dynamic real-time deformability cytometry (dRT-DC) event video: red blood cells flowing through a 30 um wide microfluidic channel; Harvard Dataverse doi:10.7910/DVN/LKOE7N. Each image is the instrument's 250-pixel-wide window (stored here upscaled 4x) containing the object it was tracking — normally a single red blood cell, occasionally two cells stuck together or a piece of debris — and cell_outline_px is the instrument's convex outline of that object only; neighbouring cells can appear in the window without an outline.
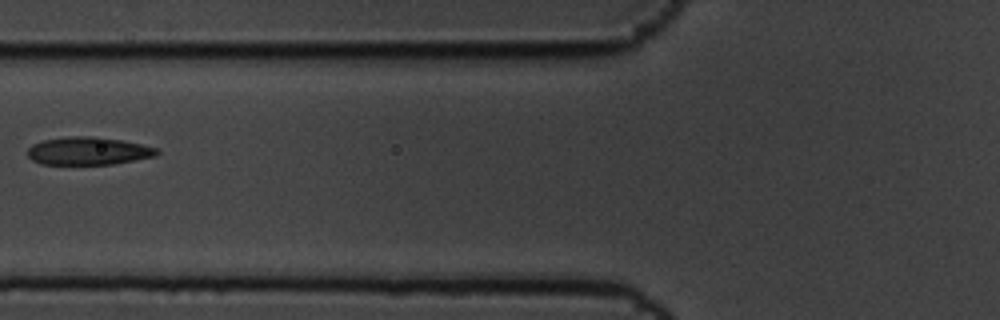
{"species": "common noctule bat (a hibernating species)", "species_latin": "Nyctalus noctula", "temperature_condition": "cold", "stored_images_in_passage": 4, "camera_frame_rate_fps": 3000, "um_per_image_px": 0.085, "animal": {"sex": "male", "body_mass_g": 19.5, "forearm_length_mm": 54.6}, "frame": {"image": 1, "passage_image": 4, "time_ms": 1.0, "image_size_px": [1000, 320], "cell_outline_px": [[160, 152], [156, 156], [112, 164], [40, 164], [32, 160], [28, 156], [28, 148], [32, 144], [44, 140], [68, 136], [96, 136], [120, 140], [140, 144], [156, 148]], "centroid_in_image_um": [7.48, 12.83], "position_along_channel_um": 118.3, "area_um2": 20.92}}